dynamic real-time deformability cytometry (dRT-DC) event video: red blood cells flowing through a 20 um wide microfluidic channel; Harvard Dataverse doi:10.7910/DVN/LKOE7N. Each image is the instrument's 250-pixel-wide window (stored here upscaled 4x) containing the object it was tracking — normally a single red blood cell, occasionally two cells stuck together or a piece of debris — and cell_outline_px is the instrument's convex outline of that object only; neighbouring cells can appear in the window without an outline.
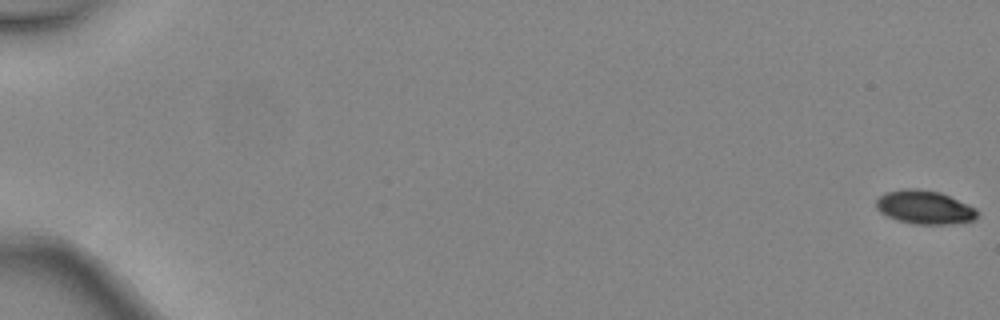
{"species": "common noctule bat (a hibernating species)", "species_latin": "Nyctalus noctula", "temperature_condition": "warm", "stored_images_in_passage": 4, "camera_frame_rate_fps": 3000, "um_per_image_px": 0.085, "animal": {"sex": "female", "body_mass_g": 24.6, "forearm_length_mm": 56.2}, "frame": {"image": 1, "passage_image": 1, "time_ms": 0.0, "image_size_px": [1000, 320], "cell_outline_px": [[976, 216], [972, 220], [952, 224], [912, 224], [896, 220], [880, 212], [876, 208], [876, 200], [884, 192], [904, 188], [916, 188], [940, 192], [976, 208]], "centroid_in_image_um": [78.53, 17.61], "position_along_channel_um": 6.5, "area_um2": 19.77}}
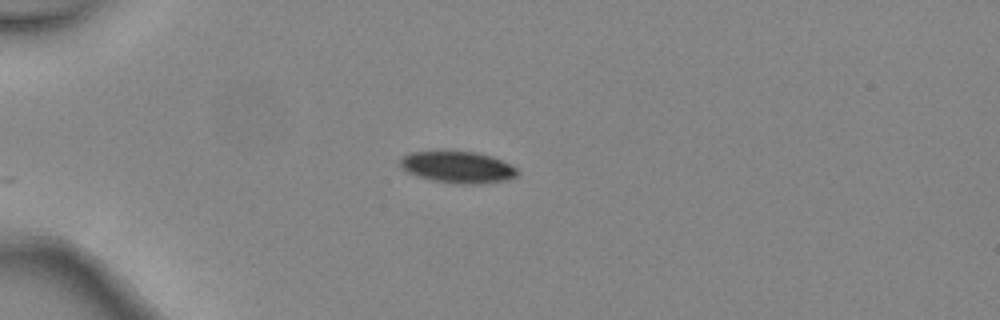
{"frame": {"image": 2, "passage_image": 4, "time_ms": 1.0, "image_size_px": [1000, 320], "cell_outline_px": [[516, 176], [508, 180], [476, 184], [460, 184], [432, 180], [416, 176], [408, 172], [400, 164], [400, 156], [408, 152], [444, 148], [476, 152], [492, 156], [516, 168]], "centroid_in_image_um": [38.82, 14.15], "position_along_channel_um": 46.2, "area_um2": 22.31}}